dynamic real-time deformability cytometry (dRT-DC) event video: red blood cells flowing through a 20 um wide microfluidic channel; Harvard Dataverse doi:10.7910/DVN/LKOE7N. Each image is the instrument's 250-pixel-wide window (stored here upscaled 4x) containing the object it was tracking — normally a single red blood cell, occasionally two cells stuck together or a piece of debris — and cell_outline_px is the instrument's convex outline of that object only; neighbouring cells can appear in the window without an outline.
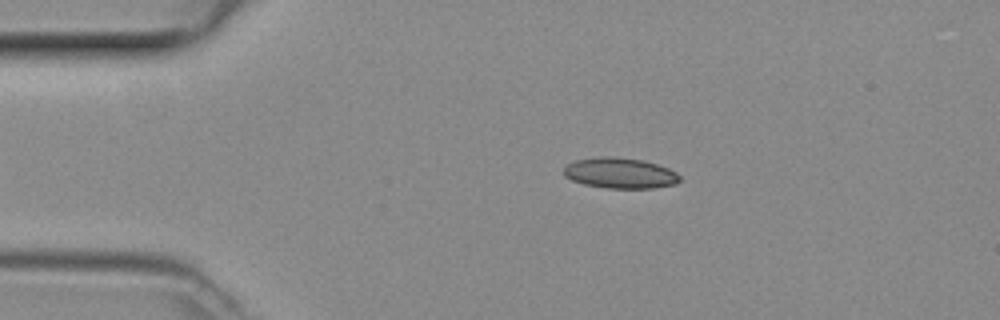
{"species": "common noctule bat (a hibernating species)", "species_latin": "Nyctalus noctula", "temperature_condition": "room temperature", "stored_images_in_passage": 48, "camera_frame_rate_fps": 3000, "um_per_image_px": 0.085, "animal": {"sex": "female", "body_mass_g": 29.2, "forearm_length_mm": 56.3}, "frame": {"image": 1, "passage_image": 9, "time_ms": 2.667, "image_size_px": [1000, 320], "cell_outline_px": [[680, 180], [676, 184], [652, 188], [608, 188], [584, 184], [572, 180], [564, 176], [564, 168], [568, 164], [576, 160], [600, 156], [612, 156], [644, 160], [668, 168], [676, 172], [680, 176]], "centroid_in_image_um": [52.71, 14.71], "position_along_channel_um": 32.3, "area_um2": 20.69}}
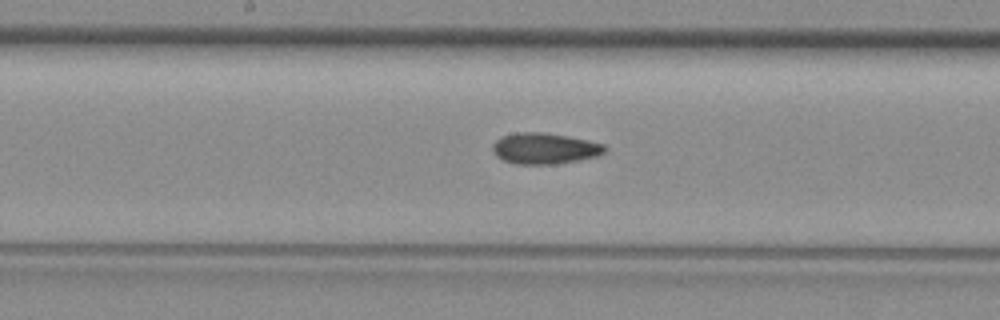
{"frame": {"image": 2, "passage_image": 24, "time_ms": 7.667, "image_size_px": [1000, 320], "cell_outline_px": [[608, 148], [600, 156], [556, 164], [516, 164], [504, 160], [496, 156], [492, 152], [492, 144], [496, 140], [504, 136], [516, 132], [544, 132], [568, 136], [588, 140], [604, 144]], "centroid_in_image_um": [46.31, 12.62], "position_along_channel_um": 201.9, "area_um2": 20.46}}
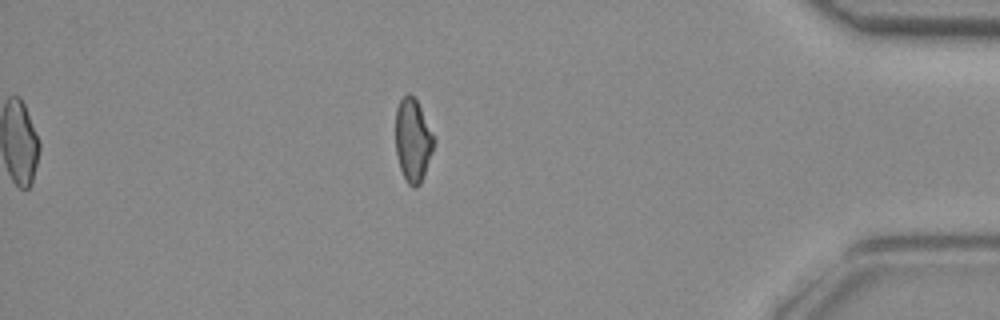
{"frame": {"image": 3, "passage_image": 41, "time_ms": 13.333, "image_size_px": [1000, 320], "cell_outline_px": [[436, 140], [424, 176], [420, 184], [416, 188], [412, 188], [408, 184], [400, 168], [396, 152], [396, 108], [400, 100], [408, 92], [416, 100]], "centroid_in_image_um": [35.1, 11.95], "position_along_channel_um": 400.1, "area_um2": 18.44}}